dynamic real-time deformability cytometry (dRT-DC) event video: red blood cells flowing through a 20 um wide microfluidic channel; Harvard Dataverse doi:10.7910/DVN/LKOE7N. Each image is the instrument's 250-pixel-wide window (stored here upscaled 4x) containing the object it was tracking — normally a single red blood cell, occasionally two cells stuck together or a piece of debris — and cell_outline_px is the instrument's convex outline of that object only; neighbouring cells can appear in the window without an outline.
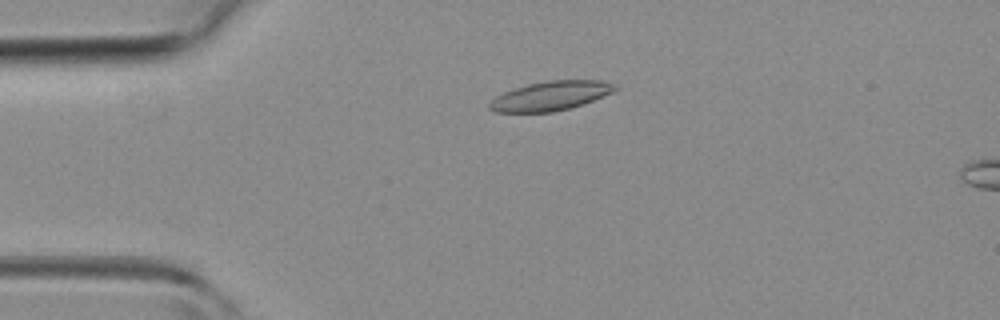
{"species": "common noctule bat (a hibernating species)", "species_latin": "Nyctalus noctula", "temperature_condition": "room temperature", "stored_images_in_passage": 13, "camera_frame_rate_fps": 3000, "um_per_image_px": 0.085, "animal": {"sex": "female", "body_mass_g": 19.3, "forearm_length_mm": 54.1}, "frame": {"image": 1, "passage_image": 10, "time_ms": 3.0, "image_size_px": [1000, 320], "cell_outline_px": [[616, 88], [612, 92], [584, 104], [572, 108], [552, 112], [496, 112], [488, 108], [488, 104], [496, 96], [504, 92], [528, 84], [548, 80], [604, 80], [616, 84]], "centroid_in_image_um": [46.81, 8.15], "position_along_channel_um": 38.2, "area_um2": 21.39}}